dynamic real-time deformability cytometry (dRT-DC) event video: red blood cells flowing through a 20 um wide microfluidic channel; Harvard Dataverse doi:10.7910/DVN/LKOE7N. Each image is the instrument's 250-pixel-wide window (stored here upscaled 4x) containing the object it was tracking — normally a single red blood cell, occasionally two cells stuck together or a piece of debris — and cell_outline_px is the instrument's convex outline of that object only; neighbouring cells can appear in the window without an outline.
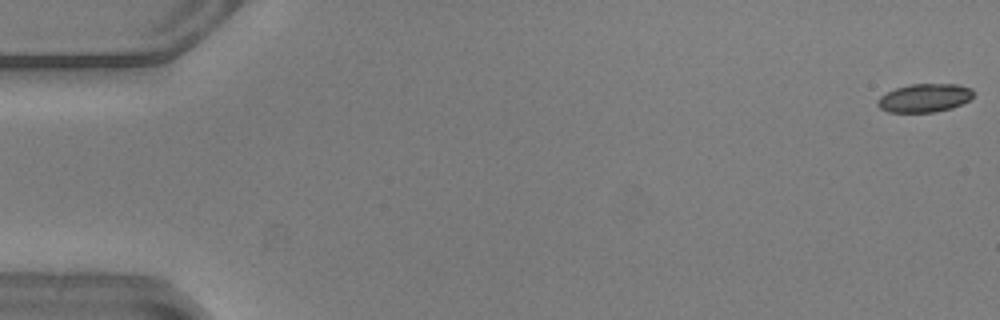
{"species": "common noctule bat (a hibernating species)", "species_latin": "Nyctalus noctula", "temperature_condition": "warm", "stored_images_in_passage": 53, "camera_frame_rate_fps": 3000, "um_per_image_px": 0.085, "animal": {"sex": "male", "body_mass_g": 20.5, "forearm_length_mm": 52.5}, "frame": {"image": 1, "passage_image": 1, "time_ms": 0.0, "image_size_px": [1000, 320], "cell_outline_px": [[972, 96], [968, 100], [952, 108], [936, 112], [888, 112], [880, 108], [876, 104], [876, 100], [880, 96], [896, 88], [908, 84], [956, 84], [972, 88]], "centroid_in_image_um": [78.55, 8.32], "position_along_channel_um": 6.5, "area_um2": 15.84}}
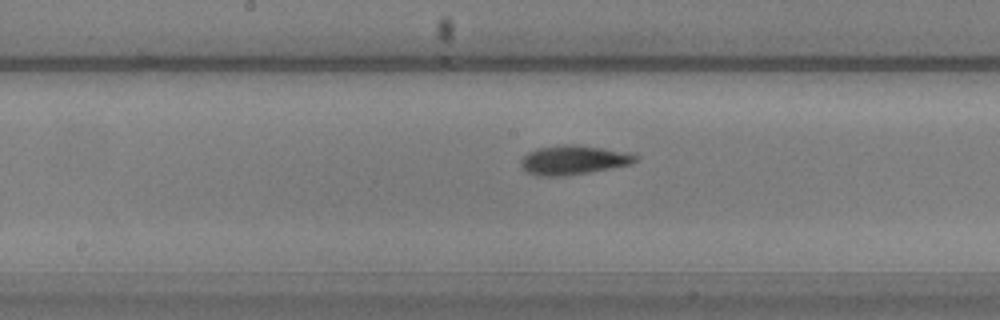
{"frame": {"image": 2, "passage_image": 28, "time_ms": 9.0, "image_size_px": [1000, 320], "cell_outline_px": [[640, 160], [632, 164], [612, 168], [564, 176], [536, 176], [524, 172], [520, 164], [520, 160], [528, 152], [536, 148], [564, 144], [576, 144], [636, 152], [640, 156]], "centroid_in_image_um": [48.81, 13.59], "position_along_channel_um": 199.4, "area_um2": 20.23}}
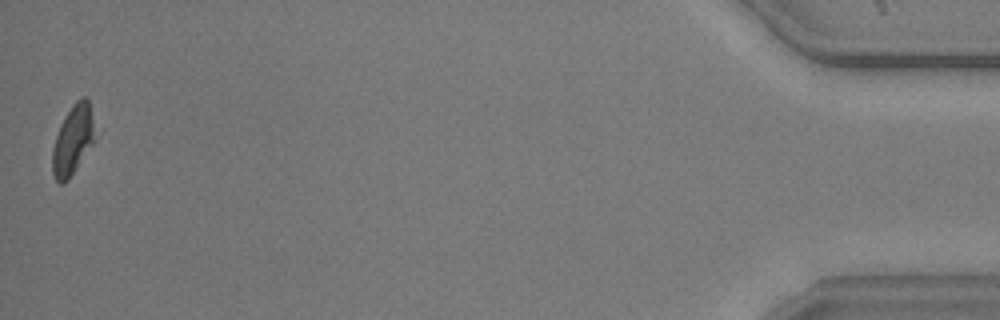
{"frame": {"image": 3, "passage_image": 53, "time_ms": 17.333, "image_size_px": [1000, 320], "cell_outline_px": [[96, 140], [68, 180], [64, 184], [60, 184], [56, 180], [52, 172], [52, 148], [60, 124], [72, 104], [80, 96], [84, 96], [88, 100]], "centroid_in_image_um": [6.18, 11.92], "position_along_channel_um": 429.0, "area_um2": 17.22}, "authors_computed_cell_mechanics": {"area_um2": 17.629, "velocity_mm_per_s": 3.8554, "shape_relaxation_time_tau1_ms": 2.8065, "shape_relaxation_time_tau2_ms": 5.2639, "deformation_change_tau1": 0.0805, "deformation_change_tau2": 0.2068}}